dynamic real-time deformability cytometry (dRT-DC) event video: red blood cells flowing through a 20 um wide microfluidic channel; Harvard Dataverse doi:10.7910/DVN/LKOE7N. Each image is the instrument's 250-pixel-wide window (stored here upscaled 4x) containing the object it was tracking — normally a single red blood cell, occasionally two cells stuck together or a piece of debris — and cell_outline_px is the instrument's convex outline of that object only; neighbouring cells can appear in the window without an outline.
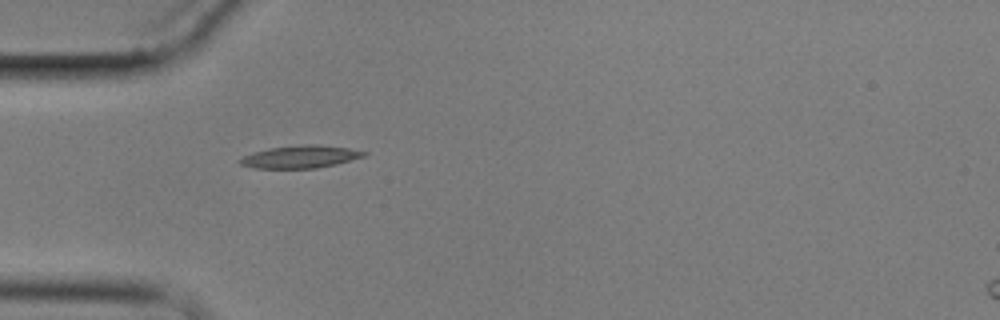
{"species": "common noctule bat (a hibernating species)", "species_latin": "Nyctalus noctula", "temperature_condition": "cold", "stored_images_in_passage": 1, "camera_frame_rate_fps": 3000, "um_per_image_px": 0.085, "animal": {"sex": "male", "body_mass_g": 17.9}, "frame": {"image": 1, "passage_image": 1, "time_ms": 0.0, "image_size_px": [1000, 320], "cell_outline_px": [[368, 152], [364, 156], [336, 164], [316, 168], [256, 168], [240, 164], [236, 160], [244, 156], [256, 152], [272, 148], [312, 144], [316, 144], [348, 148]], "centroid_in_image_um": [25.54, 13.33], "position_along_channel_um": 59.5, "area_um2": 15.9}}